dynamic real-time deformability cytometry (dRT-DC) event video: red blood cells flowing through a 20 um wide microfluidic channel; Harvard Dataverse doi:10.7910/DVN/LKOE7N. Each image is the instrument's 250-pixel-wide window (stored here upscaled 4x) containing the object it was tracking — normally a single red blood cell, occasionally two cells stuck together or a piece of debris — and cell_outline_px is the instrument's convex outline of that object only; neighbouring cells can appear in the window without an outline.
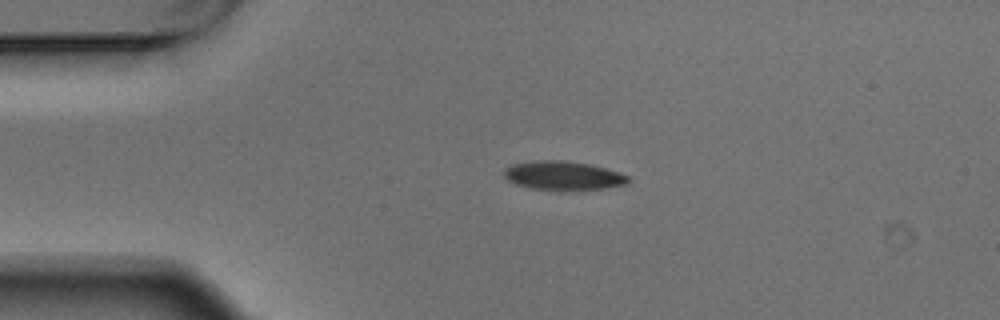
{"species": "Egyptian fruit bat (a non-hibernating species)", "species_latin": "Rousettus aegyptiacus", "temperature_condition": "warm", "stored_images_in_passage": 5, "camera_frame_rate_fps": 3000, "um_per_image_px": 0.085, "animal": {"sex": "male"}, "frame": {"image": 1, "passage_image": 4, "time_ms": 1.0, "image_size_px": [1000, 320], "cell_outline_px": [[628, 184], [608, 188], [532, 188], [516, 184], [508, 180], [504, 176], [504, 168], [512, 164], [532, 160], [564, 160], [588, 164], [620, 172], [628, 176]], "centroid_in_image_um": [47.85, 14.88], "position_along_channel_um": 37.2, "area_um2": 20.29}}